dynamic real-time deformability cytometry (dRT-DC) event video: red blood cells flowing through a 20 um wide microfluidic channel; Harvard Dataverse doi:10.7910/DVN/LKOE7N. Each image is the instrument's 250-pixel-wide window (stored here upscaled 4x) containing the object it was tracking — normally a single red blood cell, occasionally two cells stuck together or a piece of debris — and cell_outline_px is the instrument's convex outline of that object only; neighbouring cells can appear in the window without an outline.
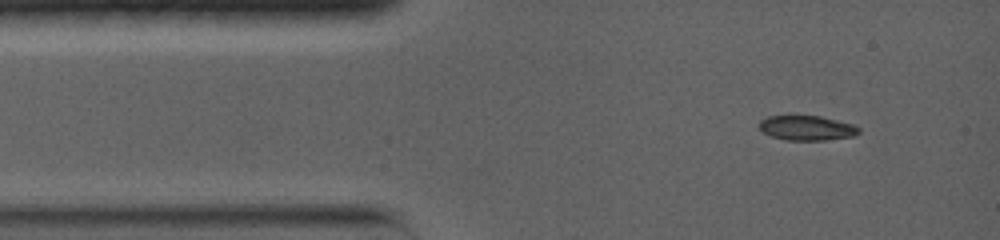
{"species": "common noctule bat (a hibernating species)", "species_latin": "Nyctalus noctula", "temperature_condition": "warm", "stored_images_in_passage": 8, "segment_of_instrument_passage": [2, 2], "camera_frame_rate_fps": 5000, "um_per_image_px": 0.085, "animal": {"sex": "female", "body_mass_g": 19.0, "forearm_length_mm": 56.7}, "frame": {"image": 1, "passage_image": 8, "time_ms": 1.4, "image_size_px": [1000, 240], "cell_outline_px": [[860, 132], [856, 136], [824, 140], [788, 140], [772, 136], [764, 132], [760, 128], [760, 120], [768, 116], [792, 112], [820, 116], [852, 124], [860, 128]], "centroid_in_image_um": [68.56, 10.82], "position_along_channel_um": 16.4, "area_um2": 14.97}}